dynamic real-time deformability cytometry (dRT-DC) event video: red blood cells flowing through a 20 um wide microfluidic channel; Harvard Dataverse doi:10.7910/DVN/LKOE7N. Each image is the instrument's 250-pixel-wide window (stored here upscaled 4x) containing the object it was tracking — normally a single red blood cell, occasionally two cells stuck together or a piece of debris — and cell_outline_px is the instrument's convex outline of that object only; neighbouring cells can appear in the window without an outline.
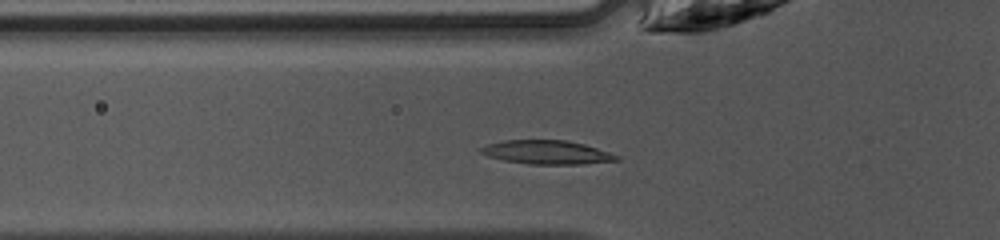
{"species": "common noctule bat (a hibernating species)", "species_latin": "Nyctalus noctula", "temperature_condition": "warm", "stored_images_in_passage": 29, "camera_frame_rate_fps": 3000, "um_per_image_px": 0.085, "animal": {"sex": "female", "body_mass_g": 10.0, "forearm_length_mm": 53.1}, "frame": {"image": 1, "passage_image": 3, "time_ms": 0.667, "image_size_px": [1000, 240], "cell_outline_px": [[620, 160], [584, 164], [528, 164], [504, 160], [488, 156], [480, 152], [480, 148], [488, 144], [504, 140], [568, 140], [584, 144], [620, 156]], "centroid_in_image_um": [46.5, 12.94], "position_along_channel_um": 79.3, "area_um2": 18.73}}
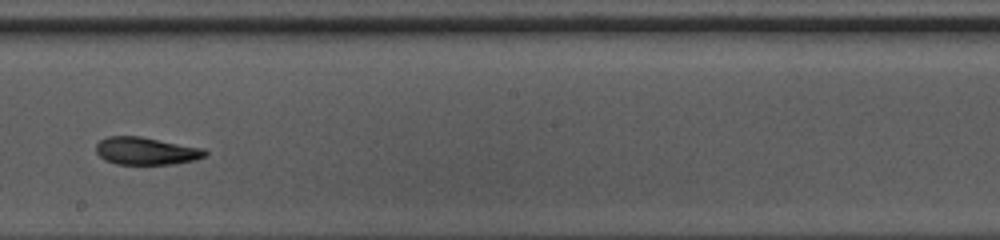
{"frame": {"image": 2, "passage_image": 14, "time_ms": 4.333, "image_size_px": [1000, 240], "cell_outline_px": [[208, 156], [196, 160], [176, 164], [116, 164], [104, 160], [96, 152], [96, 144], [100, 140], [108, 136], [140, 136], [204, 148], [208, 152]], "centroid_in_image_um": [12.46, 12.84], "position_along_channel_um": 235.7, "area_um2": 17.74}}
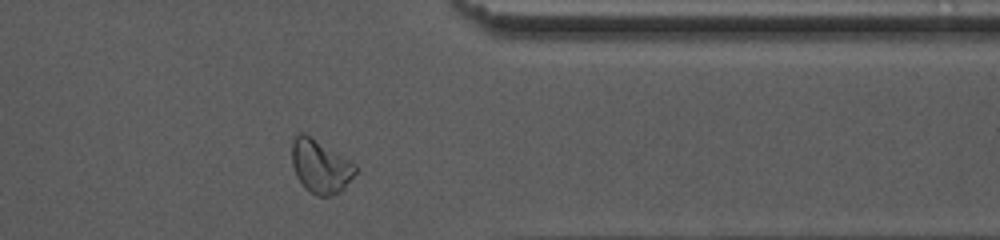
{"frame": {"image": 3, "passage_image": 25, "time_ms": 8.0, "image_size_px": [1000, 240], "cell_outline_px": [[356, 172], [344, 188], [340, 192], [332, 196], [316, 196], [304, 188], [296, 176], [292, 164], [292, 140], [300, 132], [304, 132], [356, 164]], "centroid_in_image_um": [27.22, 14.15], "position_along_channel_um": 384.2, "area_um2": 19.77}, "authors_computed_cell_mechanics": {"area_um2": 18.0336, "velocity_mm_per_s": 4.2306, "shape_relaxation_time_tau1_ms": 5.9306, "shape_relaxation_time_tau2_ms": 1.6583, "deformation_change_tau1": 0.1816, "deformation_change_tau2": 0.0856}}